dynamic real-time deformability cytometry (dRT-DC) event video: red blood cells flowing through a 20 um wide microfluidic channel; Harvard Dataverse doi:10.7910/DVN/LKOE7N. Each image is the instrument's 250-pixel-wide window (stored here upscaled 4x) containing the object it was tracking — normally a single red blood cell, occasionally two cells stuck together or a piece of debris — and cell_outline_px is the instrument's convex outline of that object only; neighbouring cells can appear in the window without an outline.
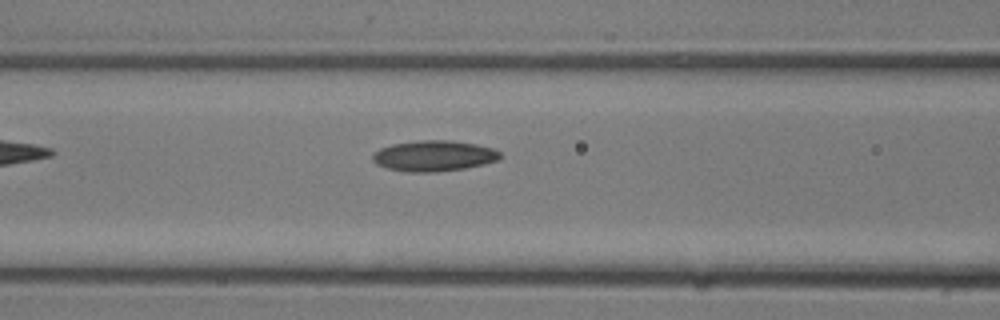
{"species": "common noctule bat (a hibernating species)", "species_latin": "Nyctalus noctula", "temperature_condition": "room temperature", "stored_images_in_passage": 7, "camera_frame_rate_fps": 3000, "um_per_image_px": 0.085, "animal": {"sex": "male", "body_mass_g": 13.3}, "frame": {"image": 1, "passage_image": 3, "time_ms": 0.667, "image_size_px": [1000, 320], "cell_outline_px": [[500, 160], [484, 164], [464, 168], [436, 172], [404, 172], [388, 168], [376, 164], [372, 160], [372, 156], [380, 148], [392, 144], [420, 140], [452, 140], [476, 144], [492, 148], [500, 152]], "centroid_in_image_um": [36.88, 13.25], "position_along_channel_um": 129.7, "area_um2": 22.89}}
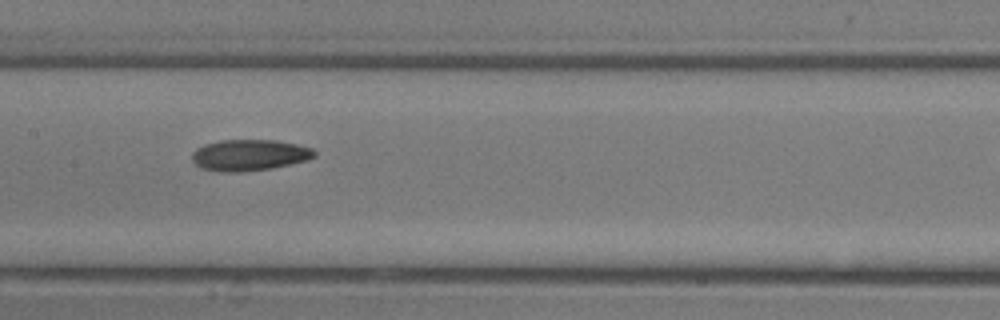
{"frame": {"image": 2, "passage_image": 5, "time_ms": 1.333, "image_size_px": [1000, 320], "cell_outline_px": [[316, 156], [308, 160], [272, 168], [240, 172], [224, 172], [200, 168], [192, 160], [192, 152], [196, 148], [204, 144], [220, 140], [276, 140], [296, 144], [312, 148], [316, 152]], "centroid_in_image_um": [21.19, 13.18], "position_along_channel_um": 186.2, "area_um2": 22.37}}